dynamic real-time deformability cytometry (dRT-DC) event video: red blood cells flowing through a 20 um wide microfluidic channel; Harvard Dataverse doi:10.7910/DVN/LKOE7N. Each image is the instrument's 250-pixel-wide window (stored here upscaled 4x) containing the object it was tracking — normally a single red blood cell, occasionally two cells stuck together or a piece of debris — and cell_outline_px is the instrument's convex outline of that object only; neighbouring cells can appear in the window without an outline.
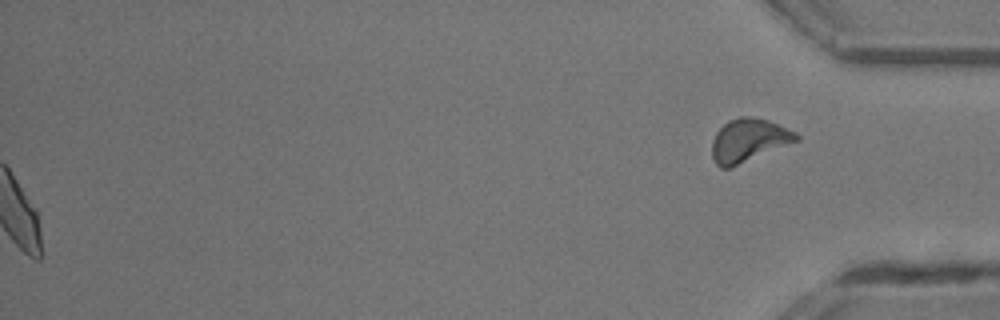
{"species": "common noctule bat (a hibernating species)", "species_latin": "Nyctalus noctula", "temperature_condition": "room temperature", "stored_images_in_passage": 44, "segment_of_instrument_passage": [2, 2], "camera_frame_rate_fps": 3000, "um_per_image_px": 0.085, "animal": {"sex": "male", "body_mass_g": 13.3}, "frame": {"image": 1, "passage_image": 44, "time_ms": 14.333, "image_size_px": [1000, 320], "cell_outline_px": [[800, 140], [728, 168], [720, 168], [716, 164], [712, 156], [712, 140], [716, 132], [728, 120], [740, 116], [748, 116], [768, 120], [796, 132], [800, 136]], "centroid_in_image_um": [63.63, 11.91], "position_along_channel_um": 371.6, "area_um2": 21.04}}